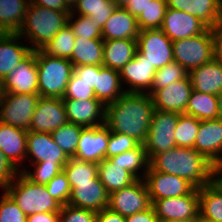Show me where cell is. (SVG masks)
I'll use <instances>...</instances> for the list:
<instances>
[{
	"instance_id": "6da1fadb",
	"label": "cell",
	"mask_w": 222,
	"mask_h": 222,
	"mask_svg": "<svg viewBox=\"0 0 222 222\" xmlns=\"http://www.w3.org/2000/svg\"><path fill=\"white\" fill-rule=\"evenodd\" d=\"M155 106L148 93L125 92L105 107V126L144 144Z\"/></svg>"
},
{
	"instance_id": "7a4b0ae2",
	"label": "cell",
	"mask_w": 222,
	"mask_h": 222,
	"mask_svg": "<svg viewBox=\"0 0 222 222\" xmlns=\"http://www.w3.org/2000/svg\"><path fill=\"white\" fill-rule=\"evenodd\" d=\"M149 165L157 172L185 178L196 188L212 182V163L195 148L174 147L156 154Z\"/></svg>"
},
{
	"instance_id": "3957f363",
	"label": "cell",
	"mask_w": 222,
	"mask_h": 222,
	"mask_svg": "<svg viewBox=\"0 0 222 222\" xmlns=\"http://www.w3.org/2000/svg\"><path fill=\"white\" fill-rule=\"evenodd\" d=\"M69 15L70 11H56L30 2L17 33L33 51L42 49L68 24Z\"/></svg>"
},
{
	"instance_id": "277c9868",
	"label": "cell",
	"mask_w": 222,
	"mask_h": 222,
	"mask_svg": "<svg viewBox=\"0 0 222 222\" xmlns=\"http://www.w3.org/2000/svg\"><path fill=\"white\" fill-rule=\"evenodd\" d=\"M36 64L40 97L62 99L74 72L73 64L68 59L47 55L41 49L36 50Z\"/></svg>"
},
{
	"instance_id": "5b68a950",
	"label": "cell",
	"mask_w": 222,
	"mask_h": 222,
	"mask_svg": "<svg viewBox=\"0 0 222 222\" xmlns=\"http://www.w3.org/2000/svg\"><path fill=\"white\" fill-rule=\"evenodd\" d=\"M4 190L26 216L34 213L59 212L62 206L49 194L46 185L31 182L21 172Z\"/></svg>"
},
{
	"instance_id": "8992f818",
	"label": "cell",
	"mask_w": 222,
	"mask_h": 222,
	"mask_svg": "<svg viewBox=\"0 0 222 222\" xmlns=\"http://www.w3.org/2000/svg\"><path fill=\"white\" fill-rule=\"evenodd\" d=\"M174 62L188 72L211 61L215 57L213 30L207 28L194 37L172 42Z\"/></svg>"
},
{
	"instance_id": "52a82bcc",
	"label": "cell",
	"mask_w": 222,
	"mask_h": 222,
	"mask_svg": "<svg viewBox=\"0 0 222 222\" xmlns=\"http://www.w3.org/2000/svg\"><path fill=\"white\" fill-rule=\"evenodd\" d=\"M179 115L176 112L155 109L146 140L143 144L149 161L156 154L176 147L175 128Z\"/></svg>"
},
{
	"instance_id": "ba28073f",
	"label": "cell",
	"mask_w": 222,
	"mask_h": 222,
	"mask_svg": "<svg viewBox=\"0 0 222 222\" xmlns=\"http://www.w3.org/2000/svg\"><path fill=\"white\" fill-rule=\"evenodd\" d=\"M39 94L5 92L0 99V122L29 130Z\"/></svg>"
},
{
	"instance_id": "9c48e42d",
	"label": "cell",
	"mask_w": 222,
	"mask_h": 222,
	"mask_svg": "<svg viewBox=\"0 0 222 222\" xmlns=\"http://www.w3.org/2000/svg\"><path fill=\"white\" fill-rule=\"evenodd\" d=\"M152 207L159 221L187 220L197 221L199 218V188L190 194L151 200Z\"/></svg>"
},
{
	"instance_id": "30bf717a",
	"label": "cell",
	"mask_w": 222,
	"mask_h": 222,
	"mask_svg": "<svg viewBox=\"0 0 222 222\" xmlns=\"http://www.w3.org/2000/svg\"><path fill=\"white\" fill-rule=\"evenodd\" d=\"M152 205L144 179L109 194L108 208L127 217L147 210Z\"/></svg>"
},
{
	"instance_id": "8fae6325",
	"label": "cell",
	"mask_w": 222,
	"mask_h": 222,
	"mask_svg": "<svg viewBox=\"0 0 222 222\" xmlns=\"http://www.w3.org/2000/svg\"><path fill=\"white\" fill-rule=\"evenodd\" d=\"M172 40L161 29L140 30L137 50L156 69L174 61Z\"/></svg>"
},
{
	"instance_id": "7c38bea8",
	"label": "cell",
	"mask_w": 222,
	"mask_h": 222,
	"mask_svg": "<svg viewBox=\"0 0 222 222\" xmlns=\"http://www.w3.org/2000/svg\"><path fill=\"white\" fill-rule=\"evenodd\" d=\"M144 181L148 188L150 200L188 195L196 188L187 179L157 172L150 165Z\"/></svg>"
},
{
	"instance_id": "4fadbf2b",
	"label": "cell",
	"mask_w": 222,
	"mask_h": 222,
	"mask_svg": "<svg viewBox=\"0 0 222 222\" xmlns=\"http://www.w3.org/2000/svg\"><path fill=\"white\" fill-rule=\"evenodd\" d=\"M68 122L63 99L40 97L28 131L52 133Z\"/></svg>"
},
{
	"instance_id": "5bb4252c",
	"label": "cell",
	"mask_w": 222,
	"mask_h": 222,
	"mask_svg": "<svg viewBox=\"0 0 222 222\" xmlns=\"http://www.w3.org/2000/svg\"><path fill=\"white\" fill-rule=\"evenodd\" d=\"M156 70L137 50L135 57L119 71L124 90L126 92L148 93L151 90Z\"/></svg>"
},
{
	"instance_id": "9a60e30c",
	"label": "cell",
	"mask_w": 222,
	"mask_h": 222,
	"mask_svg": "<svg viewBox=\"0 0 222 222\" xmlns=\"http://www.w3.org/2000/svg\"><path fill=\"white\" fill-rule=\"evenodd\" d=\"M192 90L190 78L187 76L167 85L166 88L150 90L148 94L151 95L156 110L183 114Z\"/></svg>"
},
{
	"instance_id": "2e32d148",
	"label": "cell",
	"mask_w": 222,
	"mask_h": 222,
	"mask_svg": "<svg viewBox=\"0 0 222 222\" xmlns=\"http://www.w3.org/2000/svg\"><path fill=\"white\" fill-rule=\"evenodd\" d=\"M4 90L15 94H38L36 50L7 74L4 78Z\"/></svg>"
},
{
	"instance_id": "e0dca14e",
	"label": "cell",
	"mask_w": 222,
	"mask_h": 222,
	"mask_svg": "<svg viewBox=\"0 0 222 222\" xmlns=\"http://www.w3.org/2000/svg\"><path fill=\"white\" fill-rule=\"evenodd\" d=\"M110 133L105 125L84 128L74 158L98 164L106 158Z\"/></svg>"
},
{
	"instance_id": "ac0fdd59",
	"label": "cell",
	"mask_w": 222,
	"mask_h": 222,
	"mask_svg": "<svg viewBox=\"0 0 222 222\" xmlns=\"http://www.w3.org/2000/svg\"><path fill=\"white\" fill-rule=\"evenodd\" d=\"M70 158L53 141L50 133L28 131L26 160L30 163H67Z\"/></svg>"
},
{
	"instance_id": "d6986e66",
	"label": "cell",
	"mask_w": 222,
	"mask_h": 222,
	"mask_svg": "<svg viewBox=\"0 0 222 222\" xmlns=\"http://www.w3.org/2000/svg\"><path fill=\"white\" fill-rule=\"evenodd\" d=\"M160 29L170 40L175 41L199 35L207 27L194 15L167 8Z\"/></svg>"
},
{
	"instance_id": "ffe728a7",
	"label": "cell",
	"mask_w": 222,
	"mask_h": 222,
	"mask_svg": "<svg viewBox=\"0 0 222 222\" xmlns=\"http://www.w3.org/2000/svg\"><path fill=\"white\" fill-rule=\"evenodd\" d=\"M68 122L83 127H97L105 124V105L98 99H63Z\"/></svg>"
},
{
	"instance_id": "44dd1931",
	"label": "cell",
	"mask_w": 222,
	"mask_h": 222,
	"mask_svg": "<svg viewBox=\"0 0 222 222\" xmlns=\"http://www.w3.org/2000/svg\"><path fill=\"white\" fill-rule=\"evenodd\" d=\"M109 193L99 180H90V182L76 183L71 189V195L68 204L74 207L93 210L99 212L108 207Z\"/></svg>"
},
{
	"instance_id": "7402d4cb",
	"label": "cell",
	"mask_w": 222,
	"mask_h": 222,
	"mask_svg": "<svg viewBox=\"0 0 222 222\" xmlns=\"http://www.w3.org/2000/svg\"><path fill=\"white\" fill-rule=\"evenodd\" d=\"M27 133L28 130L0 122V149L19 171L26 163Z\"/></svg>"
},
{
	"instance_id": "603a6c76",
	"label": "cell",
	"mask_w": 222,
	"mask_h": 222,
	"mask_svg": "<svg viewBox=\"0 0 222 222\" xmlns=\"http://www.w3.org/2000/svg\"><path fill=\"white\" fill-rule=\"evenodd\" d=\"M167 8L196 16L202 24L214 29L222 18L221 0H166Z\"/></svg>"
},
{
	"instance_id": "cb8c5ba5",
	"label": "cell",
	"mask_w": 222,
	"mask_h": 222,
	"mask_svg": "<svg viewBox=\"0 0 222 222\" xmlns=\"http://www.w3.org/2000/svg\"><path fill=\"white\" fill-rule=\"evenodd\" d=\"M195 149L211 163L222 158V119L200 121Z\"/></svg>"
},
{
	"instance_id": "d4e9b609",
	"label": "cell",
	"mask_w": 222,
	"mask_h": 222,
	"mask_svg": "<svg viewBox=\"0 0 222 222\" xmlns=\"http://www.w3.org/2000/svg\"><path fill=\"white\" fill-rule=\"evenodd\" d=\"M18 33L0 32V76L5 78L33 50Z\"/></svg>"
},
{
	"instance_id": "484cf974",
	"label": "cell",
	"mask_w": 222,
	"mask_h": 222,
	"mask_svg": "<svg viewBox=\"0 0 222 222\" xmlns=\"http://www.w3.org/2000/svg\"><path fill=\"white\" fill-rule=\"evenodd\" d=\"M193 90L218 95L222 92V62L215 57L188 72Z\"/></svg>"
},
{
	"instance_id": "4316f807",
	"label": "cell",
	"mask_w": 222,
	"mask_h": 222,
	"mask_svg": "<svg viewBox=\"0 0 222 222\" xmlns=\"http://www.w3.org/2000/svg\"><path fill=\"white\" fill-rule=\"evenodd\" d=\"M139 33L137 18L125 8L116 7L102 28V39H137Z\"/></svg>"
},
{
	"instance_id": "83f0119b",
	"label": "cell",
	"mask_w": 222,
	"mask_h": 222,
	"mask_svg": "<svg viewBox=\"0 0 222 222\" xmlns=\"http://www.w3.org/2000/svg\"><path fill=\"white\" fill-rule=\"evenodd\" d=\"M137 52V39L104 40L103 66L120 71Z\"/></svg>"
},
{
	"instance_id": "f1b7e54d",
	"label": "cell",
	"mask_w": 222,
	"mask_h": 222,
	"mask_svg": "<svg viewBox=\"0 0 222 222\" xmlns=\"http://www.w3.org/2000/svg\"><path fill=\"white\" fill-rule=\"evenodd\" d=\"M126 91L123 88L119 71L99 65L94 94L105 106L115 102Z\"/></svg>"
},
{
	"instance_id": "f546056e",
	"label": "cell",
	"mask_w": 222,
	"mask_h": 222,
	"mask_svg": "<svg viewBox=\"0 0 222 222\" xmlns=\"http://www.w3.org/2000/svg\"><path fill=\"white\" fill-rule=\"evenodd\" d=\"M98 177L110 194L134 183L137 179L118 163L105 158L98 163Z\"/></svg>"
},
{
	"instance_id": "4dcf8cb0",
	"label": "cell",
	"mask_w": 222,
	"mask_h": 222,
	"mask_svg": "<svg viewBox=\"0 0 222 222\" xmlns=\"http://www.w3.org/2000/svg\"><path fill=\"white\" fill-rule=\"evenodd\" d=\"M103 39L76 37L69 61L73 66L103 65Z\"/></svg>"
},
{
	"instance_id": "1f68e13d",
	"label": "cell",
	"mask_w": 222,
	"mask_h": 222,
	"mask_svg": "<svg viewBox=\"0 0 222 222\" xmlns=\"http://www.w3.org/2000/svg\"><path fill=\"white\" fill-rule=\"evenodd\" d=\"M30 0H0V32L17 33Z\"/></svg>"
},
{
	"instance_id": "d6a6232c",
	"label": "cell",
	"mask_w": 222,
	"mask_h": 222,
	"mask_svg": "<svg viewBox=\"0 0 222 222\" xmlns=\"http://www.w3.org/2000/svg\"><path fill=\"white\" fill-rule=\"evenodd\" d=\"M199 217L209 222H222V191L212 182L199 188Z\"/></svg>"
},
{
	"instance_id": "836d02e7",
	"label": "cell",
	"mask_w": 222,
	"mask_h": 222,
	"mask_svg": "<svg viewBox=\"0 0 222 222\" xmlns=\"http://www.w3.org/2000/svg\"><path fill=\"white\" fill-rule=\"evenodd\" d=\"M184 114L200 121L219 118L217 95L192 90Z\"/></svg>"
},
{
	"instance_id": "e575fe53",
	"label": "cell",
	"mask_w": 222,
	"mask_h": 222,
	"mask_svg": "<svg viewBox=\"0 0 222 222\" xmlns=\"http://www.w3.org/2000/svg\"><path fill=\"white\" fill-rule=\"evenodd\" d=\"M116 7L113 0H76L70 9V14L89 16L103 28Z\"/></svg>"
},
{
	"instance_id": "d590c367",
	"label": "cell",
	"mask_w": 222,
	"mask_h": 222,
	"mask_svg": "<svg viewBox=\"0 0 222 222\" xmlns=\"http://www.w3.org/2000/svg\"><path fill=\"white\" fill-rule=\"evenodd\" d=\"M109 159L123 166V169L129 171L136 179L145 178L150 163L143 144Z\"/></svg>"
},
{
	"instance_id": "8d00e7d4",
	"label": "cell",
	"mask_w": 222,
	"mask_h": 222,
	"mask_svg": "<svg viewBox=\"0 0 222 222\" xmlns=\"http://www.w3.org/2000/svg\"><path fill=\"white\" fill-rule=\"evenodd\" d=\"M63 171L66 173L72 189L76 183L90 182V180L96 179L98 177V164L73 157L64 165Z\"/></svg>"
},
{
	"instance_id": "74e56055",
	"label": "cell",
	"mask_w": 222,
	"mask_h": 222,
	"mask_svg": "<svg viewBox=\"0 0 222 222\" xmlns=\"http://www.w3.org/2000/svg\"><path fill=\"white\" fill-rule=\"evenodd\" d=\"M75 35L66 24L41 50L50 56L70 59L75 44Z\"/></svg>"
},
{
	"instance_id": "f35d334b",
	"label": "cell",
	"mask_w": 222,
	"mask_h": 222,
	"mask_svg": "<svg viewBox=\"0 0 222 222\" xmlns=\"http://www.w3.org/2000/svg\"><path fill=\"white\" fill-rule=\"evenodd\" d=\"M85 127L67 122L65 125L55 129L51 136L53 141L65 152L69 158L75 156L76 148L82 130Z\"/></svg>"
},
{
	"instance_id": "ab89813d",
	"label": "cell",
	"mask_w": 222,
	"mask_h": 222,
	"mask_svg": "<svg viewBox=\"0 0 222 222\" xmlns=\"http://www.w3.org/2000/svg\"><path fill=\"white\" fill-rule=\"evenodd\" d=\"M200 120L187 114H180L175 128L176 147L195 148Z\"/></svg>"
},
{
	"instance_id": "60d3db41",
	"label": "cell",
	"mask_w": 222,
	"mask_h": 222,
	"mask_svg": "<svg viewBox=\"0 0 222 222\" xmlns=\"http://www.w3.org/2000/svg\"><path fill=\"white\" fill-rule=\"evenodd\" d=\"M167 10L166 0H152L137 17L140 30L160 29Z\"/></svg>"
},
{
	"instance_id": "b9f144b4",
	"label": "cell",
	"mask_w": 222,
	"mask_h": 222,
	"mask_svg": "<svg viewBox=\"0 0 222 222\" xmlns=\"http://www.w3.org/2000/svg\"><path fill=\"white\" fill-rule=\"evenodd\" d=\"M66 163H46L45 161L24 166L20 171L27 179L35 184L46 185L53 177L63 170ZM30 165H32L30 168ZM26 167V168H25ZM32 171H31V170Z\"/></svg>"
},
{
	"instance_id": "7bdbcfd3",
	"label": "cell",
	"mask_w": 222,
	"mask_h": 222,
	"mask_svg": "<svg viewBox=\"0 0 222 222\" xmlns=\"http://www.w3.org/2000/svg\"><path fill=\"white\" fill-rule=\"evenodd\" d=\"M68 24L75 37H81L87 40L102 39V28L89 16L70 14Z\"/></svg>"
},
{
	"instance_id": "ee69618b",
	"label": "cell",
	"mask_w": 222,
	"mask_h": 222,
	"mask_svg": "<svg viewBox=\"0 0 222 222\" xmlns=\"http://www.w3.org/2000/svg\"><path fill=\"white\" fill-rule=\"evenodd\" d=\"M187 76L188 71L181 64L173 61L156 70L151 90L166 88L167 85L186 78Z\"/></svg>"
},
{
	"instance_id": "f6af8a7d",
	"label": "cell",
	"mask_w": 222,
	"mask_h": 222,
	"mask_svg": "<svg viewBox=\"0 0 222 222\" xmlns=\"http://www.w3.org/2000/svg\"><path fill=\"white\" fill-rule=\"evenodd\" d=\"M49 194L62 206L68 204L71 187L66 173L62 170L46 184Z\"/></svg>"
},
{
	"instance_id": "bcb514c9",
	"label": "cell",
	"mask_w": 222,
	"mask_h": 222,
	"mask_svg": "<svg viewBox=\"0 0 222 222\" xmlns=\"http://www.w3.org/2000/svg\"><path fill=\"white\" fill-rule=\"evenodd\" d=\"M0 198V222H26L27 216L13 198L2 189Z\"/></svg>"
},
{
	"instance_id": "7dc6e473",
	"label": "cell",
	"mask_w": 222,
	"mask_h": 222,
	"mask_svg": "<svg viewBox=\"0 0 222 222\" xmlns=\"http://www.w3.org/2000/svg\"><path fill=\"white\" fill-rule=\"evenodd\" d=\"M62 99L87 100L96 99L94 90L88 83L81 80L74 72L69 79L65 94Z\"/></svg>"
},
{
	"instance_id": "c3c4849f",
	"label": "cell",
	"mask_w": 222,
	"mask_h": 222,
	"mask_svg": "<svg viewBox=\"0 0 222 222\" xmlns=\"http://www.w3.org/2000/svg\"><path fill=\"white\" fill-rule=\"evenodd\" d=\"M140 143L134 138L121 133L111 132L108 140L106 158L117 156L136 148Z\"/></svg>"
},
{
	"instance_id": "681fc988",
	"label": "cell",
	"mask_w": 222,
	"mask_h": 222,
	"mask_svg": "<svg viewBox=\"0 0 222 222\" xmlns=\"http://www.w3.org/2000/svg\"><path fill=\"white\" fill-rule=\"evenodd\" d=\"M96 213L66 204L59 211V222H96Z\"/></svg>"
},
{
	"instance_id": "f907efd6",
	"label": "cell",
	"mask_w": 222,
	"mask_h": 222,
	"mask_svg": "<svg viewBox=\"0 0 222 222\" xmlns=\"http://www.w3.org/2000/svg\"><path fill=\"white\" fill-rule=\"evenodd\" d=\"M20 171L13 166L0 149V189H4Z\"/></svg>"
},
{
	"instance_id": "816d5d0a",
	"label": "cell",
	"mask_w": 222,
	"mask_h": 222,
	"mask_svg": "<svg viewBox=\"0 0 222 222\" xmlns=\"http://www.w3.org/2000/svg\"><path fill=\"white\" fill-rule=\"evenodd\" d=\"M74 73L81 80L88 83L93 90L96 88L97 75H99V65L74 66Z\"/></svg>"
},
{
	"instance_id": "f5cc1de1",
	"label": "cell",
	"mask_w": 222,
	"mask_h": 222,
	"mask_svg": "<svg viewBox=\"0 0 222 222\" xmlns=\"http://www.w3.org/2000/svg\"><path fill=\"white\" fill-rule=\"evenodd\" d=\"M125 222H160L151 206L145 211L125 217Z\"/></svg>"
},
{
	"instance_id": "db71d44e",
	"label": "cell",
	"mask_w": 222,
	"mask_h": 222,
	"mask_svg": "<svg viewBox=\"0 0 222 222\" xmlns=\"http://www.w3.org/2000/svg\"><path fill=\"white\" fill-rule=\"evenodd\" d=\"M125 217L108 207L96 213V222H125Z\"/></svg>"
},
{
	"instance_id": "11a10c76",
	"label": "cell",
	"mask_w": 222,
	"mask_h": 222,
	"mask_svg": "<svg viewBox=\"0 0 222 222\" xmlns=\"http://www.w3.org/2000/svg\"><path fill=\"white\" fill-rule=\"evenodd\" d=\"M31 3L56 11H70L63 0H30Z\"/></svg>"
},
{
	"instance_id": "9f6ffc18",
	"label": "cell",
	"mask_w": 222,
	"mask_h": 222,
	"mask_svg": "<svg viewBox=\"0 0 222 222\" xmlns=\"http://www.w3.org/2000/svg\"><path fill=\"white\" fill-rule=\"evenodd\" d=\"M213 30L215 58L222 62V18Z\"/></svg>"
},
{
	"instance_id": "6f0895ef",
	"label": "cell",
	"mask_w": 222,
	"mask_h": 222,
	"mask_svg": "<svg viewBox=\"0 0 222 222\" xmlns=\"http://www.w3.org/2000/svg\"><path fill=\"white\" fill-rule=\"evenodd\" d=\"M26 222H59V212L34 213L27 216Z\"/></svg>"
},
{
	"instance_id": "680465c9",
	"label": "cell",
	"mask_w": 222,
	"mask_h": 222,
	"mask_svg": "<svg viewBox=\"0 0 222 222\" xmlns=\"http://www.w3.org/2000/svg\"><path fill=\"white\" fill-rule=\"evenodd\" d=\"M152 0H130L125 9L136 18L141 15Z\"/></svg>"
},
{
	"instance_id": "91938a15",
	"label": "cell",
	"mask_w": 222,
	"mask_h": 222,
	"mask_svg": "<svg viewBox=\"0 0 222 222\" xmlns=\"http://www.w3.org/2000/svg\"><path fill=\"white\" fill-rule=\"evenodd\" d=\"M212 183L222 191V158L212 163Z\"/></svg>"
},
{
	"instance_id": "94428289",
	"label": "cell",
	"mask_w": 222,
	"mask_h": 222,
	"mask_svg": "<svg viewBox=\"0 0 222 222\" xmlns=\"http://www.w3.org/2000/svg\"><path fill=\"white\" fill-rule=\"evenodd\" d=\"M219 118L222 119V92L217 95Z\"/></svg>"
},
{
	"instance_id": "6125c7cd",
	"label": "cell",
	"mask_w": 222,
	"mask_h": 222,
	"mask_svg": "<svg viewBox=\"0 0 222 222\" xmlns=\"http://www.w3.org/2000/svg\"><path fill=\"white\" fill-rule=\"evenodd\" d=\"M117 7L125 8V6L130 2V0H113Z\"/></svg>"
},
{
	"instance_id": "be15d7a7",
	"label": "cell",
	"mask_w": 222,
	"mask_h": 222,
	"mask_svg": "<svg viewBox=\"0 0 222 222\" xmlns=\"http://www.w3.org/2000/svg\"><path fill=\"white\" fill-rule=\"evenodd\" d=\"M65 4L71 9L73 5L76 3V0H63Z\"/></svg>"
},
{
	"instance_id": "e7e4bbea",
	"label": "cell",
	"mask_w": 222,
	"mask_h": 222,
	"mask_svg": "<svg viewBox=\"0 0 222 222\" xmlns=\"http://www.w3.org/2000/svg\"><path fill=\"white\" fill-rule=\"evenodd\" d=\"M162 222H196V221H187V220H167Z\"/></svg>"
},
{
	"instance_id": "03108f58",
	"label": "cell",
	"mask_w": 222,
	"mask_h": 222,
	"mask_svg": "<svg viewBox=\"0 0 222 222\" xmlns=\"http://www.w3.org/2000/svg\"><path fill=\"white\" fill-rule=\"evenodd\" d=\"M196 222H209V221H206V220H204V219H202V218L199 217Z\"/></svg>"
}]
</instances>
